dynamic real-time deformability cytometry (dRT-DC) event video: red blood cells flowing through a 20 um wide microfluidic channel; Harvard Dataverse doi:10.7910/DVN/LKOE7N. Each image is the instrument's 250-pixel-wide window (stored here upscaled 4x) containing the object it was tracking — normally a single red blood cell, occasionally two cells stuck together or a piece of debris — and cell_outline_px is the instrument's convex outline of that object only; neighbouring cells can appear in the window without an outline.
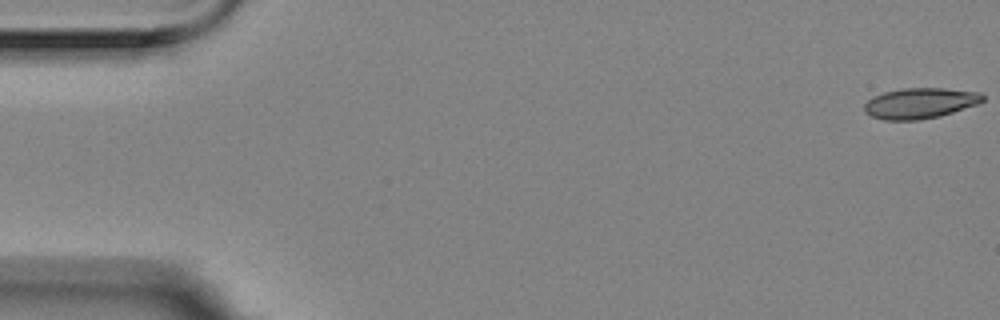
{"species": "Egyptian fruit bat (a non-hibernating species)", "species_latin": "Rousettus aegyptiacus", "temperature_condition": "room temperature", "stored_images_in_passage": 7, "camera_frame_rate_fps": 3000, "um_per_image_px": 0.085, "animal": {"sex": "female"}, "frame": {"image": 1, "passage_image": 1, "time_ms": 0.0, "image_size_px": [1000, 320], "cell_outline_px": [[984, 100], [976, 104], [940, 116], [920, 120], [884, 120], [872, 116], [864, 112], [864, 104], [872, 96], [884, 92], [904, 88], [944, 88], [980, 92], [984, 96]], "centroid_in_image_um": [78.17, 8.77], "position_along_channel_um": 6.8, "area_um2": 21.1}}
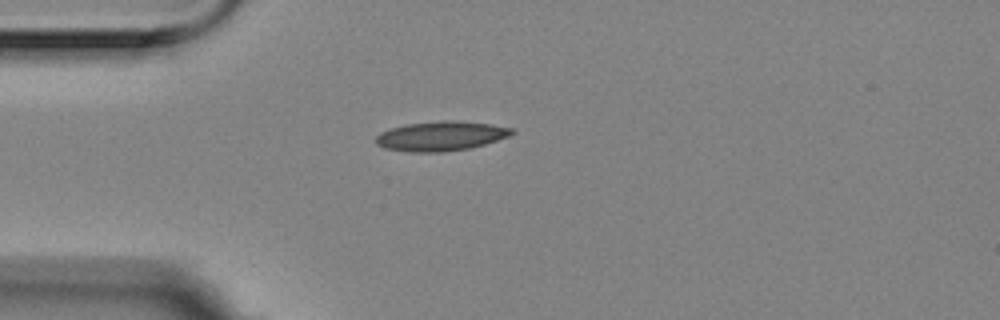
{"frame": {"image": 2, "passage_image": 5, "time_ms": 1.333, "image_size_px": [1000, 320], "cell_outline_px": [[516, 132], [508, 136], [472, 148], [444, 152], [408, 152], [384, 148], [376, 144], [376, 136], [380, 132], [392, 128], [408, 124], [444, 120], [452, 120], [488, 124], [512, 128]], "centroid_in_image_um": [37.46, 11.57], "position_along_channel_um": 47.5, "area_um2": 23.29}}
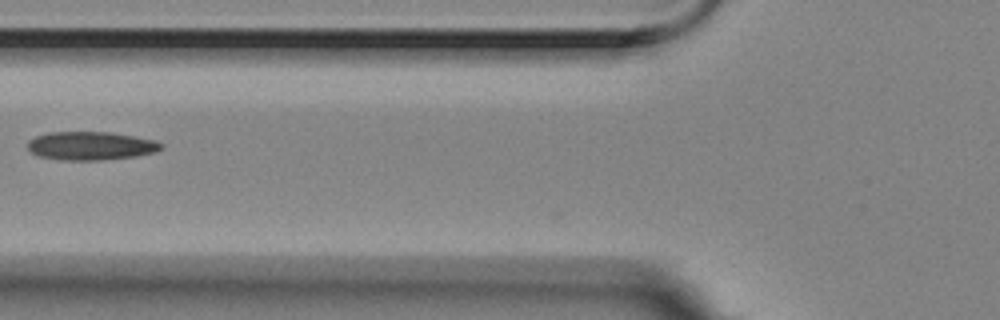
{"frame": {"image": 3, "passage_image": 7, "time_ms": 2.0, "image_size_px": [1000, 320], "cell_outline_px": [[164, 148], [156, 152], [136, 156], [100, 160], [60, 160], [40, 156], [32, 152], [28, 148], [28, 140], [36, 136], [48, 132], [112, 132], [156, 140], [164, 144]], "centroid_in_image_um": [7.76, 12.39], "position_along_channel_um": 118.0, "area_um2": 22.25}}